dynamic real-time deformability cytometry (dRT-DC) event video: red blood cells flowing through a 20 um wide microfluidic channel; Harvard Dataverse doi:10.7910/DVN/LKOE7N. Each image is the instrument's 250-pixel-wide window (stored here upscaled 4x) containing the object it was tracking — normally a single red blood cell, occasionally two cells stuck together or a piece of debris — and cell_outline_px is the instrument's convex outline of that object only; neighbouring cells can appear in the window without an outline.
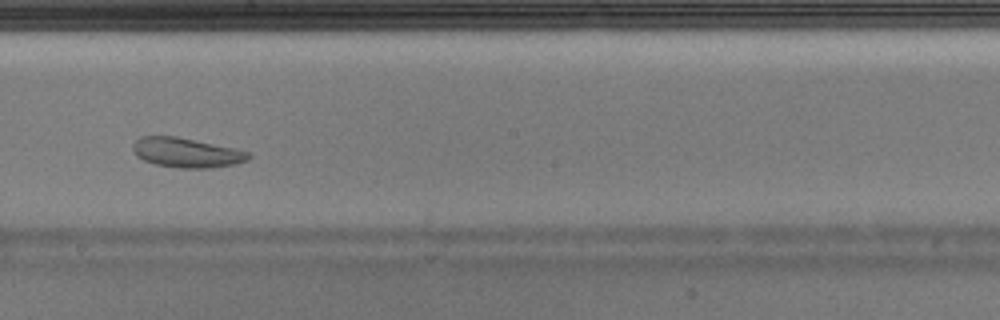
{"species": "Egyptian fruit bat (a non-hibernating species)", "species_latin": "Rousettus aegyptiacus", "temperature_condition": "warm", "stored_images_in_passage": 42, "camera_frame_rate_fps": 3000, "um_per_image_px": 0.085, "animal": {"sex": "male"}, "frame": {"image": 1, "passage_image": 24, "time_ms": 7.667, "image_size_px": [1000, 320], "cell_outline_px": [[252, 156], [248, 160], [236, 164], [208, 168], [180, 168], [156, 164], [144, 160], [136, 156], [132, 148], [132, 144], [140, 136], [176, 136], [236, 148], [248, 152]], "centroid_in_image_um": [15.86, 12.97], "position_along_channel_um": 232.3, "area_um2": 20.06}}